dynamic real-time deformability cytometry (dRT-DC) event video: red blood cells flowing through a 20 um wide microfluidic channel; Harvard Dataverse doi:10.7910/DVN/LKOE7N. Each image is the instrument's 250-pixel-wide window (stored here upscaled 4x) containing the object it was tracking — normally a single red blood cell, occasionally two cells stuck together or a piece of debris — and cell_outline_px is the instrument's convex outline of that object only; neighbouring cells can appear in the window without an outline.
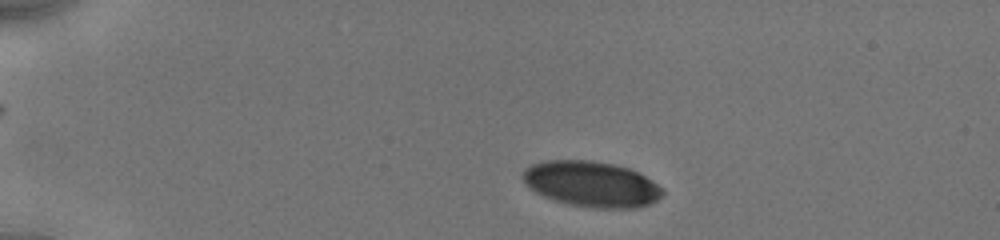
{"species": "human", "species_latin": "Homo sapiens", "temperature_condition": "cold", "stored_images_in_passage": 27, "camera_frame_rate_fps": 3000, "um_per_image_px": 0.085, "donor": {"sex": "male"}, "frame": {"image": 1, "passage_image": 3, "time_ms": 1.0, "image_size_px": [1000, 240], "cell_outline_px": [[664, 192], [656, 200], [648, 204], [632, 208], [592, 208], [568, 204], [552, 200], [528, 188], [520, 176], [524, 168], [532, 164], [544, 160], [592, 160], [612, 164], [628, 168], [652, 180], [664, 188]], "centroid_in_image_um": [50.22, 15.64], "position_along_channel_um": 34.8, "area_um2": 37.34}}
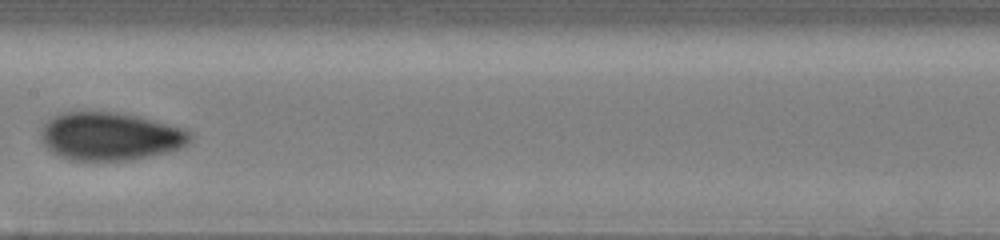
{"frame": {"image": 2, "passage_image": 13, "time_ms": 7.0, "image_size_px": [1000, 240], "cell_outline_px": [[192, 140], [188, 144], [180, 148], [168, 152], [132, 160], [68, 160], [56, 156], [40, 140], [40, 128], [52, 116], [60, 112], [112, 112], [140, 116], [180, 128], [188, 132], [192, 136]], "centroid_in_image_um": [9.31, 11.59], "position_along_channel_um": 198.1, "area_um2": 41.96}}
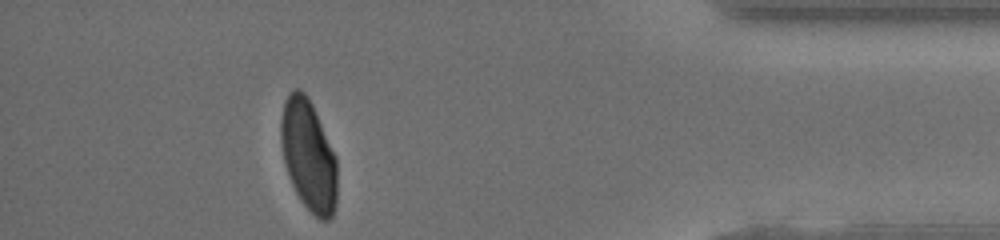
{"frame": {"image": 3, "passage_image": 24, "time_ms": 13.333, "image_size_px": [1000, 240], "cell_outline_px": [[336, 204], [332, 216], [328, 220], [320, 220], [304, 204], [296, 192], [288, 176], [284, 160], [280, 140], [280, 120], [284, 100], [288, 92], [292, 88], [300, 88], [308, 96], [312, 104], [336, 156]], "centroid_in_image_um": [26.2, 13.15], "position_along_channel_um": 409.0, "area_um2": 36.47}, "authors_computed_cell_mechanics": {"area_um2": 38.8994, "velocity_mm_per_s": 3.9126, "shape_relaxation_time_tau1_ms": 3.5399, "shape_relaxation_time_tau2_ms": null, "deformation_change_tau1": 0.1025, "deformation_change_tau2": null}}